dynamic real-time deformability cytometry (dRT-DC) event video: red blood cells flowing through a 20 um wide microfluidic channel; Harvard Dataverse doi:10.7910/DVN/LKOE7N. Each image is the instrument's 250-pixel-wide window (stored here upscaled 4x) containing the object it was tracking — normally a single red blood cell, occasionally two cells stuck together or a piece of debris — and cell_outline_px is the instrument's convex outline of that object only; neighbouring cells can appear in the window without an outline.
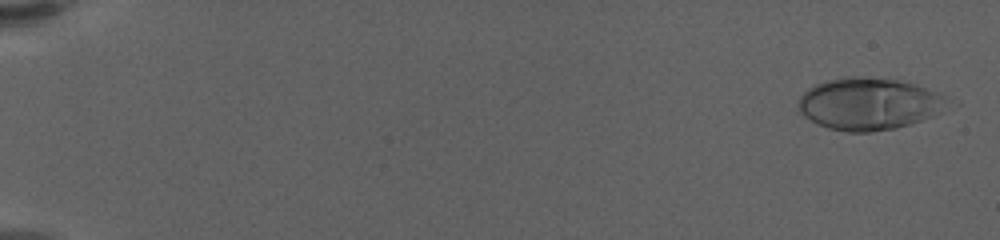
{"species": "human", "species_latin": "Homo sapiens", "temperature_condition": "warm", "stored_images_in_passage": 60, "camera_frame_rate_fps": 3000, "um_per_image_px": 0.085, "donor": {"sex": "female"}, "frame": {"image": 1, "passage_image": 3, "time_ms": 0.667, "image_size_px": [1000, 240], "cell_outline_px": [[944, 96], [920, 120], [896, 128], [872, 132], [848, 132], [828, 128], [804, 116], [800, 112], [796, 104], [800, 96], [808, 88], [816, 84], [828, 80], [844, 76], [864, 76], [896, 80], [912, 84], [940, 92]], "centroid_in_image_um": [73.63, 8.81], "position_along_channel_um": 11.4, "area_um2": 43.7}}
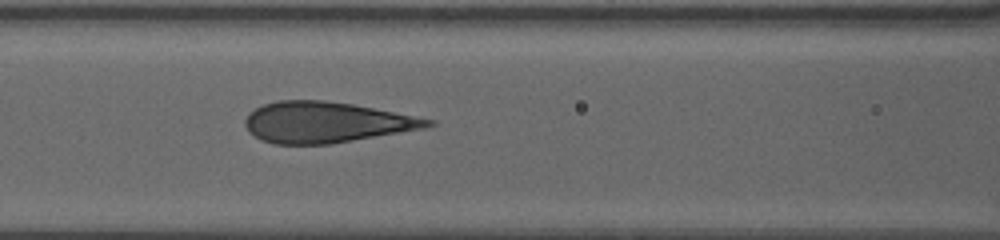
{"frame": {"image": 2, "passage_image": 29, "time_ms": 9.333, "image_size_px": [1000, 240], "cell_outline_px": [[436, 124], [424, 128], [332, 144], [272, 144], [260, 140], [244, 124], [244, 120], [256, 108], [264, 104], [276, 100], [324, 100], [352, 104], [436, 120]], "centroid_in_image_um": [27.72, 10.4], "position_along_channel_um": 138.9, "area_um2": 43.18}}
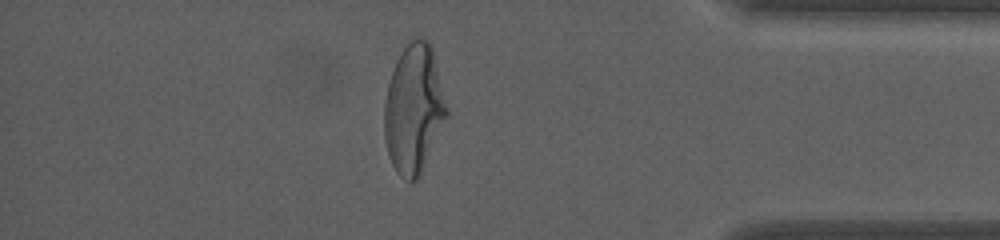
{"frame": {"image": 3, "passage_image": 53, "time_ms": 17.333, "image_size_px": [1000, 240], "cell_outline_px": [[448, 112], [420, 176], [416, 180], [404, 180], [396, 172], [388, 156], [384, 136], [384, 104], [388, 84], [396, 60], [404, 48], [412, 40], [420, 36], [428, 40], [432, 44], [448, 108]], "centroid_in_image_um": [35.17, 9.25], "position_along_channel_um": 400.0, "area_um2": 46.82}, "authors_computed_cell_mechanics": {"area_um2": 43.3211, "velocity_mm_per_s": 3.5657, "shape_relaxation_time_tau1_ms": 6.7097, "shape_relaxation_time_tau2_ms": null, "deformation_change_tau1": 0.273, "deformation_change_tau2": null}}